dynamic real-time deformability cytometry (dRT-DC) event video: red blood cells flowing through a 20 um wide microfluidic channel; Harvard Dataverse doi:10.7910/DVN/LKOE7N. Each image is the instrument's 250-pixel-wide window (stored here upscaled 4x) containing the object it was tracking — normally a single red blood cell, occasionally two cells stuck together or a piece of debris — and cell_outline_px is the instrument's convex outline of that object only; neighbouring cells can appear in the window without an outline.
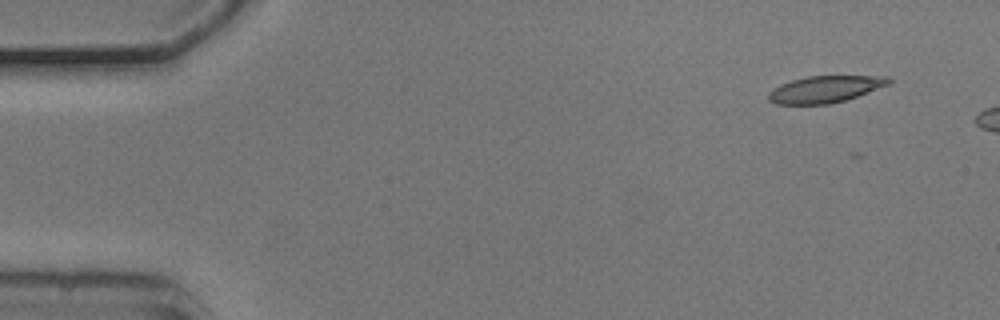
{"species": "common noctule bat (a hibernating species)", "species_latin": "Nyctalus noctula", "temperature_condition": "cold", "stored_images_in_passage": 7, "camera_frame_rate_fps": 3000, "um_per_image_px": 0.085, "animal": {"sex": "male", "body_mass_g": 20.5, "forearm_length_mm": 52.5}, "frame": {"image": 1, "passage_image": 2, "time_ms": 0.333, "image_size_px": [1000, 320], "cell_outline_px": [[892, 80], [888, 84], [868, 92], [844, 100], [828, 104], [776, 104], [768, 100], [768, 92], [772, 88], [780, 84], [792, 80], [808, 76], [888, 76]], "centroid_in_image_um": [70.08, 7.58], "position_along_channel_um": 14.9, "area_um2": 18.61}}